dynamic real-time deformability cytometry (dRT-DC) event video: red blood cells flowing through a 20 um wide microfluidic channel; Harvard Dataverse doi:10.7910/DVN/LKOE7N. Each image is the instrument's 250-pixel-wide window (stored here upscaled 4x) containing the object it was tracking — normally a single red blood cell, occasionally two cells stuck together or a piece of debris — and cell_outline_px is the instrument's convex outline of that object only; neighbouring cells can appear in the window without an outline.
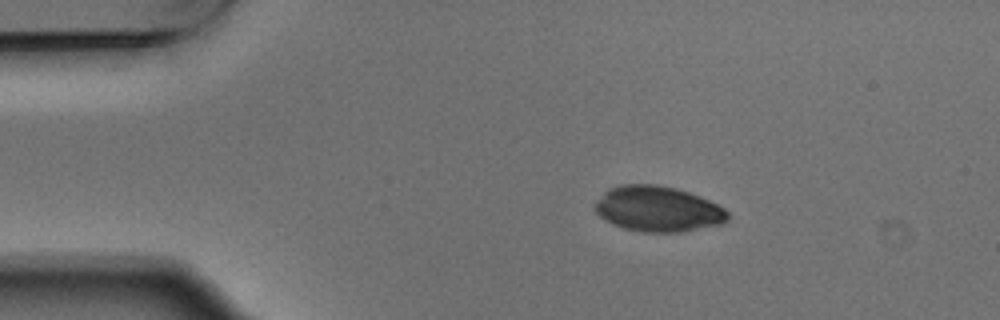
{"species": "Egyptian fruit bat (a non-hibernating species)", "species_latin": "Rousettus aegyptiacus", "temperature_condition": "warm", "stored_images_in_passage": 9, "camera_frame_rate_fps": 3000, "um_per_image_px": 0.085, "animal": {"sex": "male"}, "frame": {"image": 1, "passage_image": 1, "time_ms": 0.0, "image_size_px": [1000, 320], "cell_outline_px": [[728, 220], [720, 224], [680, 232], [640, 232], [624, 228], [612, 224], [604, 220], [596, 212], [596, 200], [608, 188], [620, 184], [656, 184], [676, 188], [700, 196], [724, 208], [728, 212]], "centroid_in_image_um": [55.89, 17.75], "position_along_channel_um": 29.1, "area_um2": 35.2}}
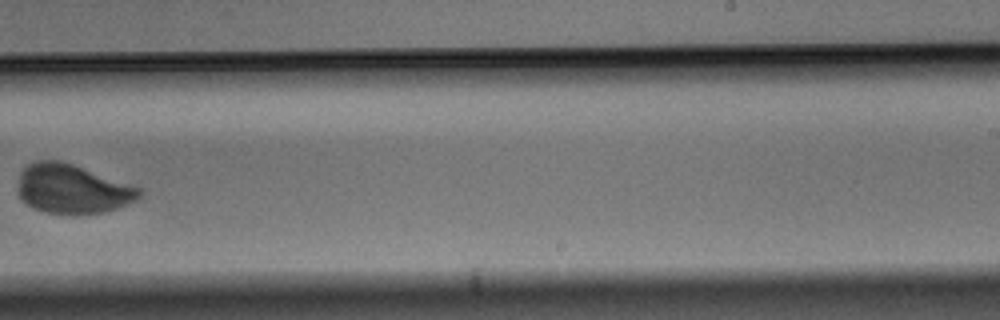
{"frame": {"image": 2, "passage_image": 8, "time_ms": 2.333, "image_size_px": [1000, 320], "cell_outline_px": [[144, 192], [136, 200], [116, 208], [104, 212], [48, 212], [36, 208], [28, 204], [20, 196], [20, 172], [28, 164], [36, 160], [60, 160], [72, 164], [140, 188]], "centroid_in_image_um": [6.16, 16.02], "position_along_channel_um": 282.8, "area_um2": 33.64}}
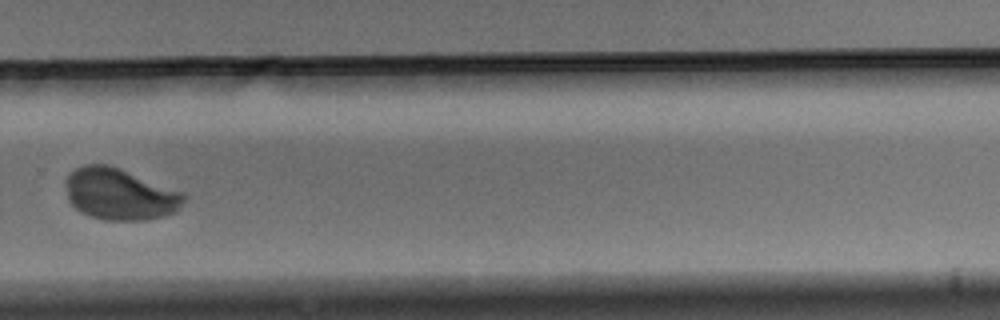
{"frame": {"image": 3, "passage_image": 9, "time_ms": 2.667, "image_size_px": [1000, 320], "cell_outline_px": [[184, 200], [176, 212], [164, 216], [144, 220], [108, 220], [92, 216], [80, 212], [68, 200], [64, 180], [76, 168], [84, 164], [108, 164], [120, 168], [180, 192], [184, 196]], "centroid_in_image_um": [10.13, 16.5], "position_along_channel_um": 319.7, "area_um2": 35.14}}